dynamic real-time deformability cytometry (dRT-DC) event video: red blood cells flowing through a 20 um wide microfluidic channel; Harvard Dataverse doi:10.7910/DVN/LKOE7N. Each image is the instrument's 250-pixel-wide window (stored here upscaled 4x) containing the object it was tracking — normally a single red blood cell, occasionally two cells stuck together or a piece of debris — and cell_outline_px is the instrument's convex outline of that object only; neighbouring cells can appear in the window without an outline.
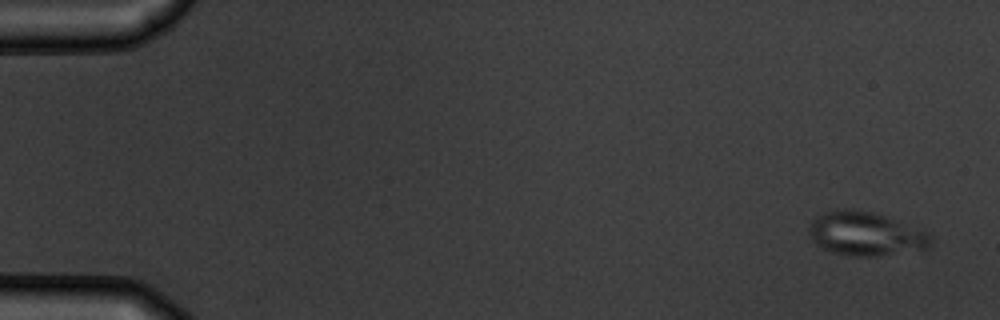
{"species": "common noctule bat (a hibernating species)", "species_latin": "Nyctalus noctula", "temperature_condition": "warm", "stored_images_in_passage": 3, "camera_frame_rate_fps": 3000, "um_per_image_px": 0.085, "animal": {"sex": "male", "body_mass_g": 19.5, "forearm_length_mm": 54.6}, "frame": {"image": 1, "passage_image": 3, "time_ms": 3.333, "image_size_px": [1000, 320], "cell_outline_px": [[932, 240], [928, 248], [880, 256], [848, 256], [832, 252], [820, 248], [812, 240], [808, 232], [808, 228], [812, 220], [816, 216], [824, 212], [844, 208], [848, 208], [872, 212], [884, 216], [928, 232], [932, 236]], "centroid_in_image_um": [73.53, 19.88], "position_along_channel_um": 11.5, "area_um2": 31.15}}